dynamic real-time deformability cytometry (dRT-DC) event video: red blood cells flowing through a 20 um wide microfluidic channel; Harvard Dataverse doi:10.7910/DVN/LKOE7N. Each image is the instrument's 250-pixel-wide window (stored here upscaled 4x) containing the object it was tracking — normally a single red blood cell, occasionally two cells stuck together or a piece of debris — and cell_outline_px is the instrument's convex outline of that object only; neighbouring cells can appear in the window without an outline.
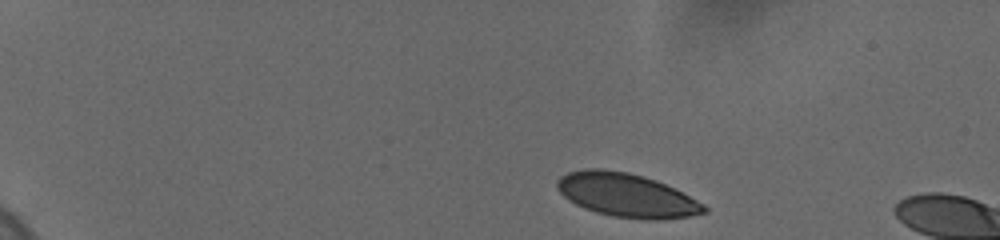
{"species": "human", "species_latin": "Homo sapiens", "temperature_condition": "cold", "stored_images_in_passage": 3, "camera_frame_rate_fps": 3000, "um_per_image_px": 0.085, "donor": {"sex": "female"}, "frame": {"image": 1, "passage_image": 1, "time_ms": 0.0, "image_size_px": [1000, 240], "cell_outline_px": [[708, 212], [688, 216], [656, 220], [648, 220], [612, 216], [596, 212], [584, 208], [576, 204], [564, 196], [556, 188], [556, 180], [560, 176], [568, 172], [584, 168], [600, 168], [628, 172], [644, 176], [656, 180], [704, 204], [708, 208]], "centroid_in_image_um": [53.22, 16.58], "position_along_channel_um": 31.8, "area_um2": 37.28}}